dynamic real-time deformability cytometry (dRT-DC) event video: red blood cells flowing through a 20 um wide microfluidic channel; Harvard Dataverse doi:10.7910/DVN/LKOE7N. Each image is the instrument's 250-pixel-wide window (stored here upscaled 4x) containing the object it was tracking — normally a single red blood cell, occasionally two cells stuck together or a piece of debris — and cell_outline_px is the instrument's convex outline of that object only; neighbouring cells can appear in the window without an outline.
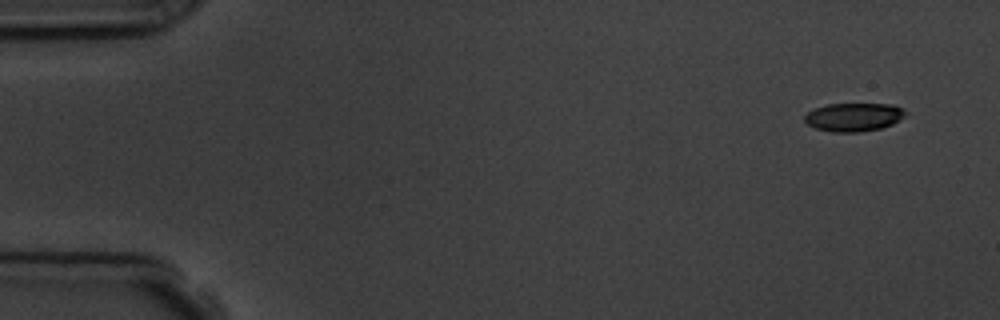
{"species": "common noctule bat (a hibernating species)", "species_latin": "Nyctalus noctula", "temperature_condition": "room temperature", "stored_images_in_passage": 4, "camera_frame_rate_fps": 3000, "um_per_image_px": 0.085, "animal": {"sex": "male", "body_mass_g": 19.5, "forearm_length_mm": 54.6}, "frame": {"image": 1, "passage_image": 1, "time_ms": 0.0, "image_size_px": [1000, 320], "cell_outline_px": [[904, 116], [900, 120], [892, 124], [880, 128], [860, 132], [832, 132], [816, 128], [808, 124], [804, 120], [804, 116], [808, 112], [816, 108], [828, 104], [892, 104], [904, 108]], "centroid_in_image_um": [72.57, 9.95], "position_along_channel_um": 12.4, "area_um2": 16.59}}
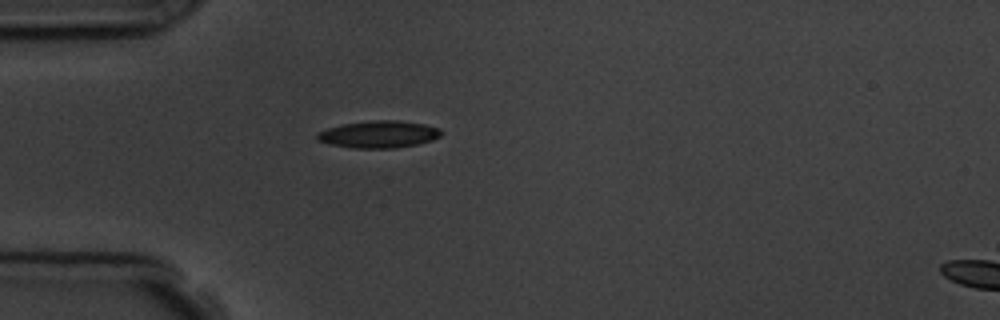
{"frame": {"image": 2, "passage_image": 4, "time_ms": 4.0, "image_size_px": [1000, 320], "cell_outline_px": [[444, 132], [440, 136], [432, 140], [416, 144], [396, 148], [352, 148], [332, 144], [316, 140], [316, 132], [328, 128], [344, 124], [372, 120], [396, 120], [424, 124], [440, 128]], "centroid_in_image_um": [32.2, 11.41], "position_along_channel_um": 52.8, "area_um2": 19.59}}